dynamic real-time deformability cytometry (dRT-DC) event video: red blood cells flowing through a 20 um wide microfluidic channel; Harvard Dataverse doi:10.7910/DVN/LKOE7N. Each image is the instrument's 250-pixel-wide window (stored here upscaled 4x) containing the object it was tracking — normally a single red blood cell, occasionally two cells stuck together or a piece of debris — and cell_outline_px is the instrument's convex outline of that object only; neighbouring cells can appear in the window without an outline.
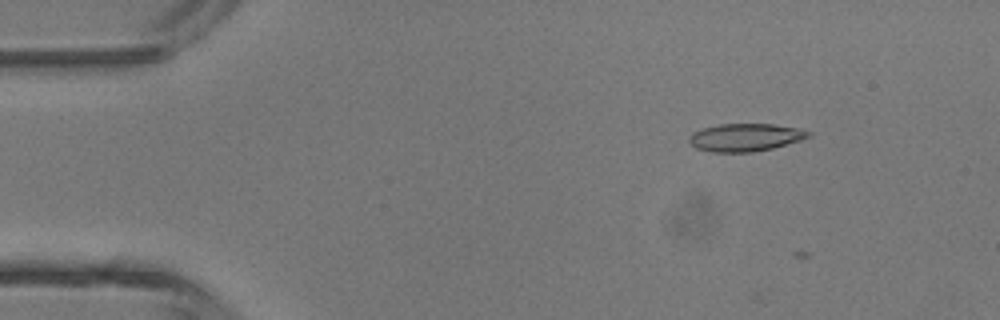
{"species": "common noctule bat (a hibernating species)", "species_latin": "Nyctalus noctula", "temperature_condition": "room temperature", "stored_images_in_passage": 6, "camera_frame_rate_fps": 3000, "um_per_image_px": 0.085, "animal": {"sex": "male", "body_mass_g": 13.3}, "frame": {"image": 1, "passage_image": 2, "time_ms": 1.0, "image_size_px": [1000, 320], "cell_outline_px": [[812, 136], [800, 140], [772, 148], [752, 152], [712, 152], [696, 148], [688, 140], [688, 136], [692, 132], [704, 128], [720, 124], [772, 124], [796, 128], [812, 132]], "centroid_in_image_um": [63.34, 11.68], "position_along_channel_um": 21.7, "area_um2": 19.19}}
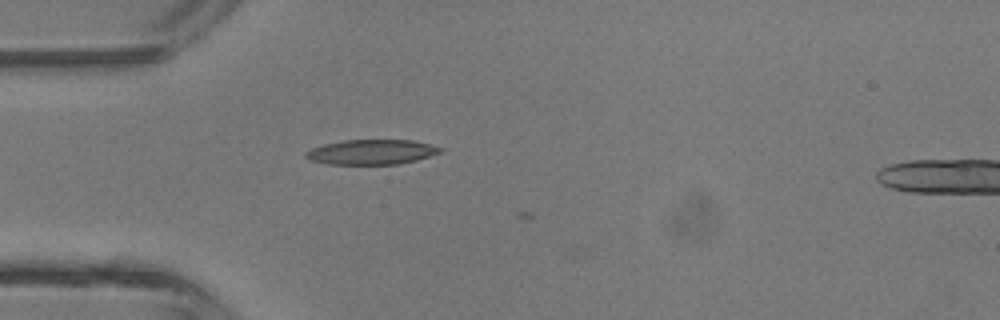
{"frame": {"image": 2, "passage_image": 4, "time_ms": 3.333, "image_size_px": [1000, 320], "cell_outline_px": [[444, 152], [416, 160], [400, 164], [328, 164], [312, 160], [304, 156], [304, 152], [312, 148], [324, 144], [344, 140], [412, 140], [444, 148]], "centroid_in_image_um": [31.61, 12.92], "position_along_channel_um": 53.4, "area_um2": 19.54}}